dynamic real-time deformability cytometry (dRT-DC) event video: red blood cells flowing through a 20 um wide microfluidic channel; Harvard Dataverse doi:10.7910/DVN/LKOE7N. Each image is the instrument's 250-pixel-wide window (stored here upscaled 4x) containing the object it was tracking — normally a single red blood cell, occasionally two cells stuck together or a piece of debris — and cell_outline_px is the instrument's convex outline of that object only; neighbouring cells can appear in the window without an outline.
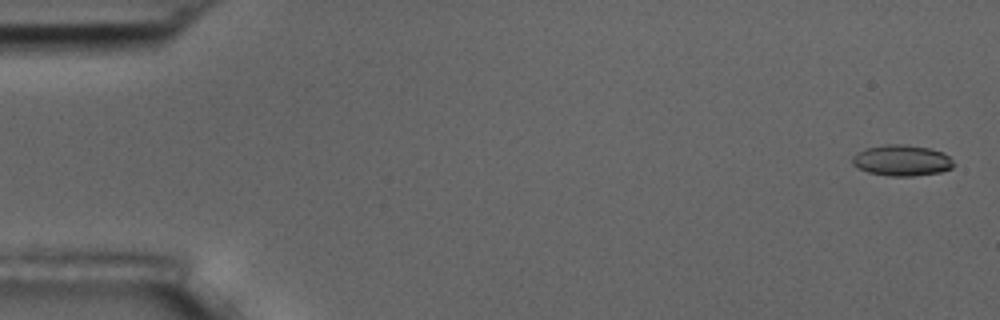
{"species": "common noctule bat (a hibernating species)", "species_latin": "Nyctalus noctula", "temperature_condition": "room temperature", "stored_images_in_passage": 5, "camera_frame_rate_fps": 3000, "um_per_image_px": 0.085, "animal": {"sex": "male", "body_mass_g": 17.5, "forearm_length_mm": 52.3}, "frame": {"image": 1, "passage_image": 1, "time_ms": 0.0, "image_size_px": [1000, 320], "cell_outline_px": [[956, 164], [952, 168], [940, 172], [912, 176], [888, 176], [868, 172], [856, 168], [852, 164], [852, 156], [856, 152], [864, 148], [884, 144], [904, 144], [928, 148], [944, 152]], "centroid_in_image_um": [76.62, 13.63], "position_along_channel_um": 8.4, "area_um2": 18.55}}
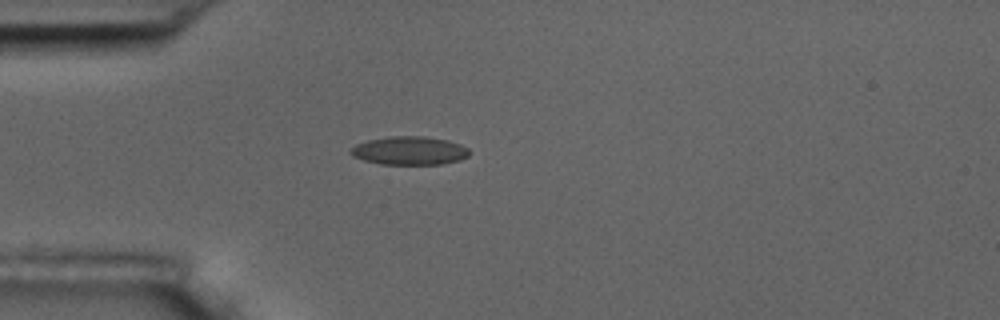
{"frame": {"image": 2, "passage_image": 5, "time_ms": 4.667, "image_size_px": [1000, 320], "cell_outline_px": [[468, 156], [460, 160], [440, 164], [380, 164], [364, 160], [352, 156], [348, 152], [356, 144], [368, 140], [388, 136], [424, 136], [448, 140], [460, 144], [468, 148]], "centroid_in_image_um": [34.79, 12.8], "position_along_channel_um": 50.2, "area_um2": 19.65}}